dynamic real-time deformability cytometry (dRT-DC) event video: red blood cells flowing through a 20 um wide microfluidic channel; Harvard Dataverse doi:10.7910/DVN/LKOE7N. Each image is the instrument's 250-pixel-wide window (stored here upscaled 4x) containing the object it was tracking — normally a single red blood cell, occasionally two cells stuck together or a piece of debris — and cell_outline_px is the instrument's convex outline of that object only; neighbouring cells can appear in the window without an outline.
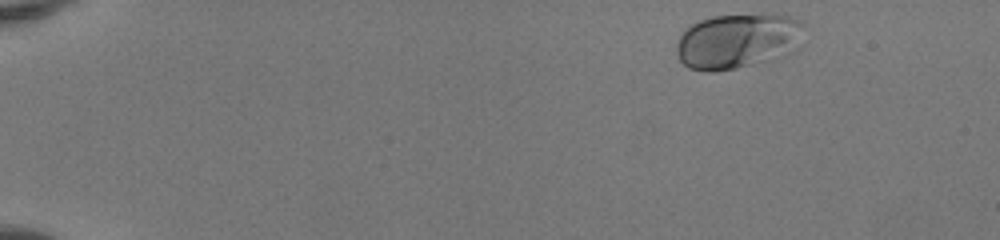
{"species": "human", "species_latin": "Homo sapiens", "temperature_condition": "room temperature", "stored_images_in_passage": 45, "camera_frame_rate_fps": 3000, "um_per_image_px": 0.085, "donor": {"sex": "female"}, "frame": {"image": 1, "passage_image": 1, "time_ms": 0.0, "image_size_px": [1000, 240], "cell_outline_px": [[804, 44], [800, 48], [784, 56], [736, 68], [712, 72], [708, 72], [688, 68], [680, 60], [676, 52], [676, 44], [684, 28], [700, 20], [712, 16], [772, 12], [804, 20]], "centroid_in_image_um": [62.79, 3.45], "position_along_channel_um": 22.2, "area_um2": 42.31}}
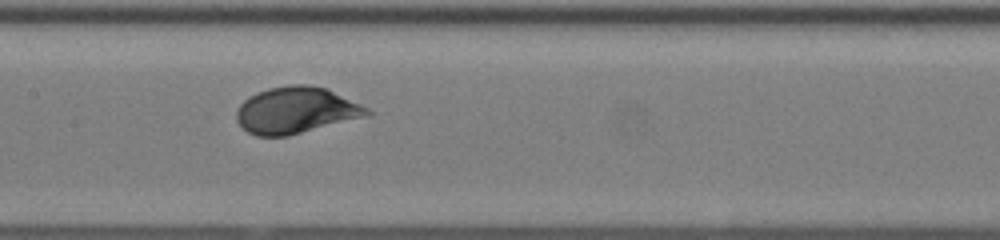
{"frame": {"image": 2, "passage_image": 22, "time_ms": 7.0, "image_size_px": [1000, 240], "cell_outline_px": [[372, 112], [368, 116], [288, 136], [256, 136], [248, 132], [236, 120], [236, 108], [248, 96], [256, 92], [268, 88], [292, 84], [308, 84], [328, 88], [368, 108]], "centroid_in_image_um": [25.15, 9.36], "position_along_channel_um": 182.2, "area_um2": 35.6}}
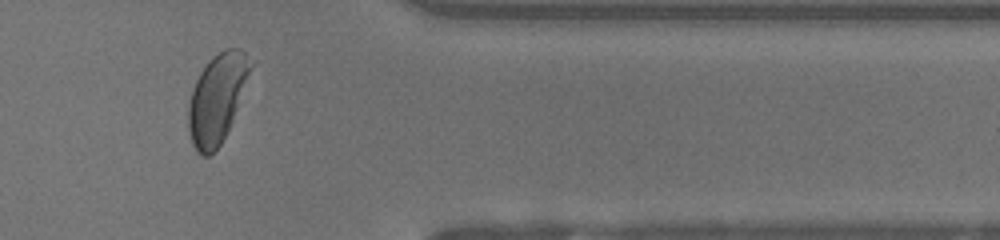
{"frame": {"image": 3, "passage_image": 38, "time_ms": 12.333, "image_size_px": [1000, 240], "cell_outline_px": [[256, 60], [232, 120], [220, 144], [208, 156], [204, 156], [196, 152], [192, 144], [188, 128], [188, 104], [192, 88], [200, 72], [224, 48], [236, 48], [244, 52]], "centroid_in_image_um": [18.47, 8.35], "position_along_channel_um": 392.9, "area_um2": 31.96}, "authors_computed_cell_mechanics": {"area_um2": 35.6048, "velocity_mm_per_s": 4.1163, "shape_relaxation_time_tau1_ms": 2.0883, "shape_relaxation_time_tau2_ms": null, "deformation_change_tau1": 0.1297, "deformation_change_tau2": null}}